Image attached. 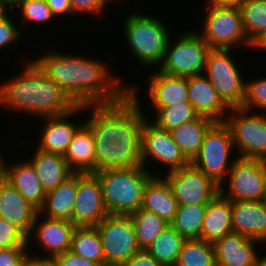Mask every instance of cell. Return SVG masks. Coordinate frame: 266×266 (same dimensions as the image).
<instances>
[{"instance_id":"obj_6","label":"cell","mask_w":266,"mask_h":266,"mask_svg":"<svg viewBox=\"0 0 266 266\" xmlns=\"http://www.w3.org/2000/svg\"><path fill=\"white\" fill-rule=\"evenodd\" d=\"M234 148L229 127L224 122H215L205 133L199 154L191 163L222 185L238 157Z\"/></svg>"},{"instance_id":"obj_2","label":"cell","mask_w":266,"mask_h":266,"mask_svg":"<svg viewBox=\"0 0 266 266\" xmlns=\"http://www.w3.org/2000/svg\"><path fill=\"white\" fill-rule=\"evenodd\" d=\"M53 51L32 60L77 105L114 104L128 94V84L111 73L107 62L83 54Z\"/></svg>"},{"instance_id":"obj_33","label":"cell","mask_w":266,"mask_h":266,"mask_svg":"<svg viewBox=\"0 0 266 266\" xmlns=\"http://www.w3.org/2000/svg\"><path fill=\"white\" fill-rule=\"evenodd\" d=\"M70 251L87 260L104 263L102 241L96 227H76Z\"/></svg>"},{"instance_id":"obj_37","label":"cell","mask_w":266,"mask_h":266,"mask_svg":"<svg viewBox=\"0 0 266 266\" xmlns=\"http://www.w3.org/2000/svg\"><path fill=\"white\" fill-rule=\"evenodd\" d=\"M19 12L18 15L22 18L19 19V25L24 28L25 26L31 25L32 23L35 24H44L45 23H52L53 19L57 20L53 15L50 7L47 5L46 0H21L13 10ZM24 25V26H23Z\"/></svg>"},{"instance_id":"obj_24","label":"cell","mask_w":266,"mask_h":266,"mask_svg":"<svg viewBox=\"0 0 266 266\" xmlns=\"http://www.w3.org/2000/svg\"><path fill=\"white\" fill-rule=\"evenodd\" d=\"M178 205L167 180L161 175H154L145 187L140 208L154 212L170 224Z\"/></svg>"},{"instance_id":"obj_53","label":"cell","mask_w":266,"mask_h":266,"mask_svg":"<svg viewBox=\"0 0 266 266\" xmlns=\"http://www.w3.org/2000/svg\"><path fill=\"white\" fill-rule=\"evenodd\" d=\"M108 3L110 2V5H111V3L112 2H117L118 3V1H119V3L121 2L122 3V1L121 0H106Z\"/></svg>"},{"instance_id":"obj_14","label":"cell","mask_w":266,"mask_h":266,"mask_svg":"<svg viewBox=\"0 0 266 266\" xmlns=\"http://www.w3.org/2000/svg\"><path fill=\"white\" fill-rule=\"evenodd\" d=\"M160 175L167 180L178 204L209 203L220 194V185L192 163Z\"/></svg>"},{"instance_id":"obj_50","label":"cell","mask_w":266,"mask_h":266,"mask_svg":"<svg viewBox=\"0 0 266 266\" xmlns=\"http://www.w3.org/2000/svg\"><path fill=\"white\" fill-rule=\"evenodd\" d=\"M259 256L254 266H266V255Z\"/></svg>"},{"instance_id":"obj_31","label":"cell","mask_w":266,"mask_h":266,"mask_svg":"<svg viewBox=\"0 0 266 266\" xmlns=\"http://www.w3.org/2000/svg\"><path fill=\"white\" fill-rule=\"evenodd\" d=\"M186 239L170 224L146 248L161 266H175Z\"/></svg>"},{"instance_id":"obj_39","label":"cell","mask_w":266,"mask_h":266,"mask_svg":"<svg viewBox=\"0 0 266 266\" xmlns=\"http://www.w3.org/2000/svg\"><path fill=\"white\" fill-rule=\"evenodd\" d=\"M28 247L27 235L17 226L0 218V249Z\"/></svg>"},{"instance_id":"obj_44","label":"cell","mask_w":266,"mask_h":266,"mask_svg":"<svg viewBox=\"0 0 266 266\" xmlns=\"http://www.w3.org/2000/svg\"><path fill=\"white\" fill-rule=\"evenodd\" d=\"M121 266H161L158 261L146 250L140 249Z\"/></svg>"},{"instance_id":"obj_42","label":"cell","mask_w":266,"mask_h":266,"mask_svg":"<svg viewBox=\"0 0 266 266\" xmlns=\"http://www.w3.org/2000/svg\"><path fill=\"white\" fill-rule=\"evenodd\" d=\"M28 247H12L0 249V266H27Z\"/></svg>"},{"instance_id":"obj_13","label":"cell","mask_w":266,"mask_h":266,"mask_svg":"<svg viewBox=\"0 0 266 266\" xmlns=\"http://www.w3.org/2000/svg\"><path fill=\"white\" fill-rule=\"evenodd\" d=\"M141 158L142 166L152 172L153 175H159L160 172L151 170V164L162 165L166 168L164 171L170 172L187 166L190 162L180 151L177 144L173 141L169 131L157 127L148 118L144 120L141 131ZM154 172V173H153Z\"/></svg>"},{"instance_id":"obj_34","label":"cell","mask_w":266,"mask_h":266,"mask_svg":"<svg viewBox=\"0 0 266 266\" xmlns=\"http://www.w3.org/2000/svg\"><path fill=\"white\" fill-rule=\"evenodd\" d=\"M140 249H146L169 225L154 212L139 208L130 214Z\"/></svg>"},{"instance_id":"obj_52","label":"cell","mask_w":266,"mask_h":266,"mask_svg":"<svg viewBox=\"0 0 266 266\" xmlns=\"http://www.w3.org/2000/svg\"><path fill=\"white\" fill-rule=\"evenodd\" d=\"M2 154L0 153V178L2 177Z\"/></svg>"},{"instance_id":"obj_26","label":"cell","mask_w":266,"mask_h":266,"mask_svg":"<svg viewBox=\"0 0 266 266\" xmlns=\"http://www.w3.org/2000/svg\"><path fill=\"white\" fill-rule=\"evenodd\" d=\"M64 159L74 173H94V139L91 128L85 122L73 135Z\"/></svg>"},{"instance_id":"obj_9","label":"cell","mask_w":266,"mask_h":266,"mask_svg":"<svg viewBox=\"0 0 266 266\" xmlns=\"http://www.w3.org/2000/svg\"><path fill=\"white\" fill-rule=\"evenodd\" d=\"M233 49H210L203 74L229 108L241 107L245 95V80L235 63ZM232 56V57H231Z\"/></svg>"},{"instance_id":"obj_45","label":"cell","mask_w":266,"mask_h":266,"mask_svg":"<svg viewBox=\"0 0 266 266\" xmlns=\"http://www.w3.org/2000/svg\"><path fill=\"white\" fill-rule=\"evenodd\" d=\"M47 5L50 7L55 18L66 17L68 15L73 17L70 0H46Z\"/></svg>"},{"instance_id":"obj_49","label":"cell","mask_w":266,"mask_h":266,"mask_svg":"<svg viewBox=\"0 0 266 266\" xmlns=\"http://www.w3.org/2000/svg\"><path fill=\"white\" fill-rule=\"evenodd\" d=\"M21 0H0V2L6 6L9 10H13L14 7L20 2Z\"/></svg>"},{"instance_id":"obj_48","label":"cell","mask_w":266,"mask_h":266,"mask_svg":"<svg viewBox=\"0 0 266 266\" xmlns=\"http://www.w3.org/2000/svg\"><path fill=\"white\" fill-rule=\"evenodd\" d=\"M250 49H252V50H258L259 49V51H262V52L266 51V32H264L262 35L257 37L251 43Z\"/></svg>"},{"instance_id":"obj_1","label":"cell","mask_w":266,"mask_h":266,"mask_svg":"<svg viewBox=\"0 0 266 266\" xmlns=\"http://www.w3.org/2000/svg\"><path fill=\"white\" fill-rule=\"evenodd\" d=\"M95 145L94 173L103 169L142 166L141 131L146 119L127 94L114 104L85 105Z\"/></svg>"},{"instance_id":"obj_8","label":"cell","mask_w":266,"mask_h":266,"mask_svg":"<svg viewBox=\"0 0 266 266\" xmlns=\"http://www.w3.org/2000/svg\"><path fill=\"white\" fill-rule=\"evenodd\" d=\"M202 27L197 33L209 45L210 49L250 50L249 43L242 27L241 12L234 6H207ZM200 31V32H199Z\"/></svg>"},{"instance_id":"obj_16","label":"cell","mask_w":266,"mask_h":266,"mask_svg":"<svg viewBox=\"0 0 266 266\" xmlns=\"http://www.w3.org/2000/svg\"><path fill=\"white\" fill-rule=\"evenodd\" d=\"M75 228L76 226L71 221L43 217L38 212L32 230L27 236L28 248L30 250L31 246L32 249V245L36 244L37 241L43 253V255L37 254V256L54 257L67 252L71 248L72 235ZM33 238L35 240L34 243H32Z\"/></svg>"},{"instance_id":"obj_27","label":"cell","mask_w":266,"mask_h":266,"mask_svg":"<svg viewBox=\"0 0 266 266\" xmlns=\"http://www.w3.org/2000/svg\"><path fill=\"white\" fill-rule=\"evenodd\" d=\"M230 232H233L231 200L219 194L207 204L200 239L213 243Z\"/></svg>"},{"instance_id":"obj_32","label":"cell","mask_w":266,"mask_h":266,"mask_svg":"<svg viewBox=\"0 0 266 266\" xmlns=\"http://www.w3.org/2000/svg\"><path fill=\"white\" fill-rule=\"evenodd\" d=\"M207 204H179L170 225L185 239H200Z\"/></svg>"},{"instance_id":"obj_47","label":"cell","mask_w":266,"mask_h":266,"mask_svg":"<svg viewBox=\"0 0 266 266\" xmlns=\"http://www.w3.org/2000/svg\"><path fill=\"white\" fill-rule=\"evenodd\" d=\"M244 0H207L206 6H234L238 7Z\"/></svg>"},{"instance_id":"obj_3","label":"cell","mask_w":266,"mask_h":266,"mask_svg":"<svg viewBox=\"0 0 266 266\" xmlns=\"http://www.w3.org/2000/svg\"><path fill=\"white\" fill-rule=\"evenodd\" d=\"M24 70L0 84V105L25 116L43 118L71 112L78 105L31 59Z\"/></svg>"},{"instance_id":"obj_38","label":"cell","mask_w":266,"mask_h":266,"mask_svg":"<svg viewBox=\"0 0 266 266\" xmlns=\"http://www.w3.org/2000/svg\"><path fill=\"white\" fill-rule=\"evenodd\" d=\"M264 77V78H263ZM241 108L254 112L266 111V77L261 76L245 81V95ZM262 110V111H261Z\"/></svg>"},{"instance_id":"obj_20","label":"cell","mask_w":266,"mask_h":266,"mask_svg":"<svg viewBox=\"0 0 266 266\" xmlns=\"http://www.w3.org/2000/svg\"><path fill=\"white\" fill-rule=\"evenodd\" d=\"M189 103L201 116L215 122H224L230 108L221 100L217 91L202 74L187 76Z\"/></svg>"},{"instance_id":"obj_19","label":"cell","mask_w":266,"mask_h":266,"mask_svg":"<svg viewBox=\"0 0 266 266\" xmlns=\"http://www.w3.org/2000/svg\"><path fill=\"white\" fill-rule=\"evenodd\" d=\"M148 77L146 95L155 113L157 110L189 100L187 76L170 75L157 69Z\"/></svg>"},{"instance_id":"obj_28","label":"cell","mask_w":266,"mask_h":266,"mask_svg":"<svg viewBox=\"0 0 266 266\" xmlns=\"http://www.w3.org/2000/svg\"><path fill=\"white\" fill-rule=\"evenodd\" d=\"M77 193V173H73L55 189L46 192L39 213L52 219L70 221Z\"/></svg>"},{"instance_id":"obj_25","label":"cell","mask_w":266,"mask_h":266,"mask_svg":"<svg viewBox=\"0 0 266 266\" xmlns=\"http://www.w3.org/2000/svg\"><path fill=\"white\" fill-rule=\"evenodd\" d=\"M33 154L27 160L34 167L45 192L55 189L74 173L69 168L64 155L44 152L38 148Z\"/></svg>"},{"instance_id":"obj_30","label":"cell","mask_w":266,"mask_h":266,"mask_svg":"<svg viewBox=\"0 0 266 266\" xmlns=\"http://www.w3.org/2000/svg\"><path fill=\"white\" fill-rule=\"evenodd\" d=\"M214 123V120L199 115L196 119L169 131L173 141L190 163L199 154L205 133Z\"/></svg>"},{"instance_id":"obj_10","label":"cell","mask_w":266,"mask_h":266,"mask_svg":"<svg viewBox=\"0 0 266 266\" xmlns=\"http://www.w3.org/2000/svg\"><path fill=\"white\" fill-rule=\"evenodd\" d=\"M224 123L229 127L238 157L266 160V114L230 108Z\"/></svg>"},{"instance_id":"obj_5","label":"cell","mask_w":266,"mask_h":266,"mask_svg":"<svg viewBox=\"0 0 266 266\" xmlns=\"http://www.w3.org/2000/svg\"><path fill=\"white\" fill-rule=\"evenodd\" d=\"M127 46L139 64L150 70L158 67L164 57L165 50L172 36L165 26L163 20L158 17L142 14L141 12L131 14L125 18L122 25ZM157 65V66H156Z\"/></svg>"},{"instance_id":"obj_41","label":"cell","mask_w":266,"mask_h":266,"mask_svg":"<svg viewBox=\"0 0 266 266\" xmlns=\"http://www.w3.org/2000/svg\"><path fill=\"white\" fill-rule=\"evenodd\" d=\"M109 4L110 3H108L106 0H70L72 13L74 15H76V13L77 16H79L78 14H80V16H86L88 14L94 18L105 14V10Z\"/></svg>"},{"instance_id":"obj_23","label":"cell","mask_w":266,"mask_h":266,"mask_svg":"<svg viewBox=\"0 0 266 266\" xmlns=\"http://www.w3.org/2000/svg\"><path fill=\"white\" fill-rule=\"evenodd\" d=\"M18 163L7 165L2 156V177L39 211L44 204L46 192L32 164L25 158Z\"/></svg>"},{"instance_id":"obj_4","label":"cell","mask_w":266,"mask_h":266,"mask_svg":"<svg viewBox=\"0 0 266 266\" xmlns=\"http://www.w3.org/2000/svg\"><path fill=\"white\" fill-rule=\"evenodd\" d=\"M94 174L101 183L108 213L122 215H130L140 208L145 187L154 176L144 166L103 169Z\"/></svg>"},{"instance_id":"obj_18","label":"cell","mask_w":266,"mask_h":266,"mask_svg":"<svg viewBox=\"0 0 266 266\" xmlns=\"http://www.w3.org/2000/svg\"><path fill=\"white\" fill-rule=\"evenodd\" d=\"M258 244V245H257ZM216 266H254L259 255V240L230 232L212 243Z\"/></svg>"},{"instance_id":"obj_35","label":"cell","mask_w":266,"mask_h":266,"mask_svg":"<svg viewBox=\"0 0 266 266\" xmlns=\"http://www.w3.org/2000/svg\"><path fill=\"white\" fill-rule=\"evenodd\" d=\"M238 7L244 33L251 44L266 32V0H244Z\"/></svg>"},{"instance_id":"obj_12","label":"cell","mask_w":266,"mask_h":266,"mask_svg":"<svg viewBox=\"0 0 266 266\" xmlns=\"http://www.w3.org/2000/svg\"><path fill=\"white\" fill-rule=\"evenodd\" d=\"M96 228L102 241L105 266H121L140 250L130 215L108 214Z\"/></svg>"},{"instance_id":"obj_29","label":"cell","mask_w":266,"mask_h":266,"mask_svg":"<svg viewBox=\"0 0 266 266\" xmlns=\"http://www.w3.org/2000/svg\"><path fill=\"white\" fill-rule=\"evenodd\" d=\"M137 86L139 85H135L134 82L133 84L132 82L131 84H128V94L139 104L143 113H145L146 118H148L152 123L161 129L171 131L172 129L179 127L186 122L194 120L199 116L189 101H184L157 110L155 113H153L154 117L152 116L151 118L148 113L143 110L144 105H141V97H139L140 87Z\"/></svg>"},{"instance_id":"obj_36","label":"cell","mask_w":266,"mask_h":266,"mask_svg":"<svg viewBox=\"0 0 266 266\" xmlns=\"http://www.w3.org/2000/svg\"><path fill=\"white\" fill-rule=\"evenodd\" d=\"M175 266H216L212 243L203 239H186Z\"/></svg>"},{"instance_id":"obj_15","label":"cell","mask_w":266,"mask_h":266,"mask_svg":"<svg viewBox=\"0 0 266 266\" xmlns=\"http://www.w3.org/2000/svg\"><path fill=\"white\" fill-rule=\"evenodd\" d=\"M108 214L98 177L94 173H77V193L70 221L76 227H96Z\"/></svg>"},{"instance_id":"obj_40","label":"cell","mask_w":266,"mask_h":266,"mask_svg":"<svg viewBox=\"0 0 266 266\" xmlns=\"http://www.w3.org/2000/svg\"><path fill=\"white\" fill-rule=\"evenodd\" d=\"M10 13L8 12L5 14L1 19H0V50H4L5 48H10L11 46L14 47V44H17L16 42L19 41L20 36L23 31L17 23L15 22V16H11ZM13 19V20H12ZM18 24V25H17ZM19 27V28H18ZM21 29V30H20Z\"/></svg>"},{"instance_id":"obj_51","label":"cell","mask_w":266,"mask_h":266,"mask_svg":"<svg viewBox=\"0 0 266 266\" xmlns=\"http://www.w3.org/2000/svg\"><path fill=\"white\" fill-rule=\"evenodd\" d=\"M10 10L0 2V19Z\"/></svg>"},{"instance_id":"obj_43","label":"cell","mask_w":266,"mask_h":266,"mask_svg":"<svg viewBox=\"0 0 266 266\" xmlns=\"http://www.w3.org/2000/svg\"><path fill=\"white\" fill-rule=\"evenodd\" d=\"M54 258L59 262V266H105L104 263L87 260L70 250L54 256Z\"/></svg>"},{"instance_id":"obj_21","label":"cell","mask_w":266,"mask_h":266,"mask_svg":"<svg viewBox=\"0 0 266 266\" xmlns=\"http://www.w3.org/2000/svg\"><path fill=\"white\" fill-rule=\"evenodd\" d=\"M38 212L15 187L0 178V218L14 224L28 236Z\"/></svg>"},{"instance_id":"obj_46","label":"cell","mask_w":266,"mask_h":266,"mask_svg":"<svg viewBox=\"0 0 266 266\" xmlns=\"http://www.w3.org/2000/svg\"><path fill=\"white\" fill-rule=\"evenodd\" d=\"M27 266H59V262L54 257H40L33 251L29 253Z\"/></svg>"},{"instance_id":"obj_7","label":"cell","mask_w":266,"mask_h":266,"mask_svg":"<svg viewBox=\"0 0 266 266\" xmlns=\"http://www.w3.org/2000/svg\"><path fill=\"white\" fill-rule=\"evenodd\" d=\"M170 37L163 60L157 70L178 76H191L204 72L209 45L195 30L189 29ZM174 40V41H173Z\"/></svg>"},{"instance_id":"obj_17","label":"cell","mask_w":266,"mask_h":266,"mask_svg":"<svg viewBox=\"0 0 266 266\" xmlns=\"http://www.w3.org/2000/svg\"><path fill=\"white\" fill-rule=\"evenodd\" d=\"M84 110L85 105H78L71 112L64 115L39 118L45 123L39 129L40 134L37 140V148L44 152L64 155L72 141L73 135L85 122V119L81 122H75L73 117L79 116ZM70 118L72 122L68 120Z\"/></svg>"},{"instance_id":"obj_11","label":"cell","mask_w":266,"mask_h":266,"mask_svg":"<svg viewBox=\"0 0 266 266\" xmlns=\"http://www.w3.org/2000/svg\"><path fill=\"white\" fill-rule=\"evenodd\" d=\"M226 180L220 185L224 198L231 201L266 200V160L237 157Z\"/></svg>"},{"instance_id":"obj_22","label":"cell","mask_w":266,"mask_h":266,"mask_svg":"<svg viewBox=\"0 0 266 266\" xmlns=\"http://www.w3.org/2000/svg\"><path fill=\"white\" fill-rule=\"evenodd\" d=\"M233 232L266 245V201H231Z\"/></svg>"}]
</instances>
